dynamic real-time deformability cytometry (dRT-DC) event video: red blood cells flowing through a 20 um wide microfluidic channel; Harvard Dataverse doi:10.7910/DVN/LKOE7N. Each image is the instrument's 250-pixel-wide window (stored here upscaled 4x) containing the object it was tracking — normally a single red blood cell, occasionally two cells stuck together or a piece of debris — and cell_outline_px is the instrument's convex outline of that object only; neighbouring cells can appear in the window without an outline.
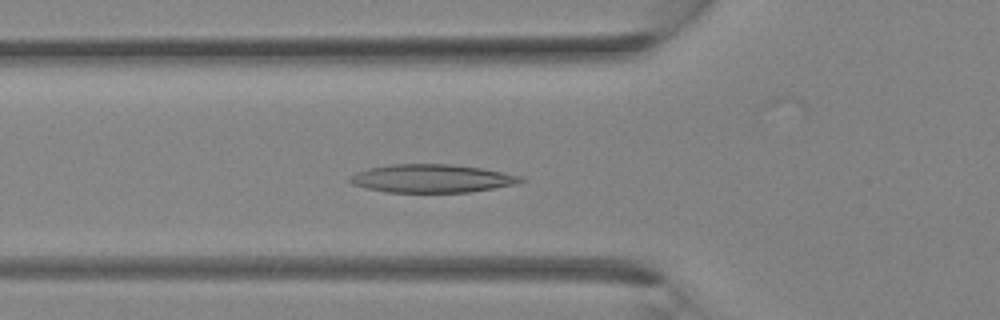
{"species": "Egyptian fruit bat (a non-hibernating species)", "species_latin": "Rousettus aegyptiacus", "temperature_condition": "room temperature", "stored_images_in_passage": 30, "camera_frame_rate_fps": 3000, "um_per_image_px": 0.085, "animal": {"sex": "female"}, "frame": {"image": 1, "passage_image": 8, "time_ms": 2.333, "image_size_px": [1000, 320], "cell_outline_px": [[524, 180], [516, 184], [468, 192], [388, 192], [368, 188], [352, 184], [348, 180], [356, 172], [368, 168], [392, 164], [452, 164], [480, 168], [524, 176]], "centroid_in_image_um": [36.71, 15.16], "position_along_channel_um": 89.1, "area_um2": 27.86}}
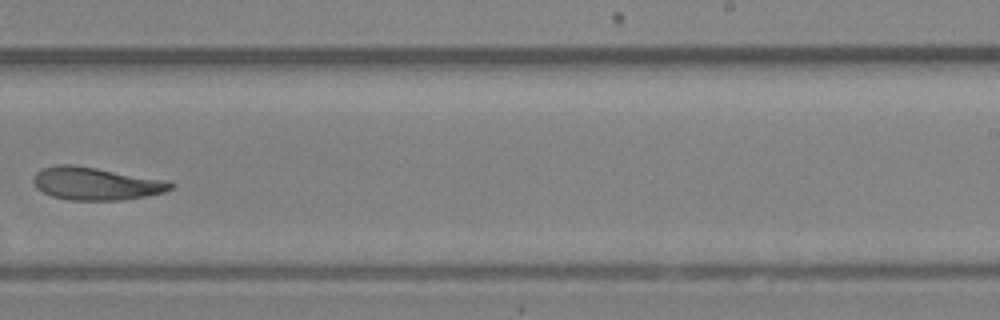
{"frame": {"image": 2, "passage_image": 18, "time_ms": 5.667, "image_size_px": [1000, 320], "cell_outline_px": [[176, 184], [172, 188], [164, 192], [144, 196], [120, 200], [68, 200], [52, 196], [36, 188], [32, 180], [36, 172], [40, 168], [56, 164], [72, 164], [96, 168], [164, 180]], "centroid_in_image_um": [8.09, 15.6], "position_along_channel_um": 280.9, "area_um2": 26.07}}
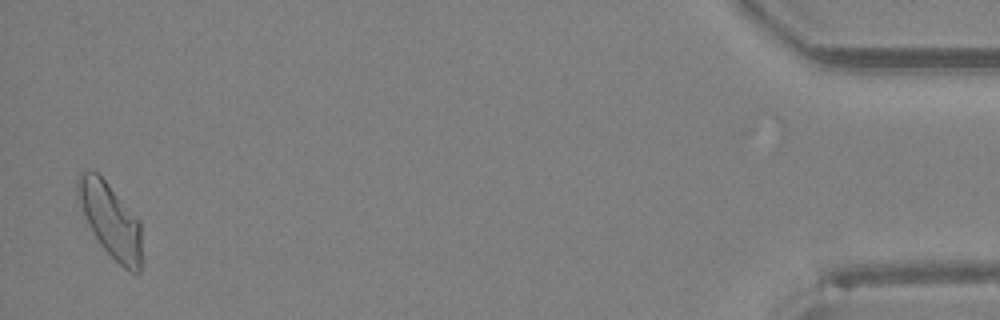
{"frame": {"image": 3, "passage_image": 30, "time_ms": 9.667, "image_size_px": [1000, 320], "cell_outline_px": [[144, 260], [140, 272], [128, 272], [100, 244], [92, 232], [88, 224], [76, 196], [76, 180], [80, 172], [92, 168], [108, 184], [140, 220]], "centroid_in_image_um": [9.42, 18.73], "position_along_channel_um": 425.8, "area_um2": 28.21}}